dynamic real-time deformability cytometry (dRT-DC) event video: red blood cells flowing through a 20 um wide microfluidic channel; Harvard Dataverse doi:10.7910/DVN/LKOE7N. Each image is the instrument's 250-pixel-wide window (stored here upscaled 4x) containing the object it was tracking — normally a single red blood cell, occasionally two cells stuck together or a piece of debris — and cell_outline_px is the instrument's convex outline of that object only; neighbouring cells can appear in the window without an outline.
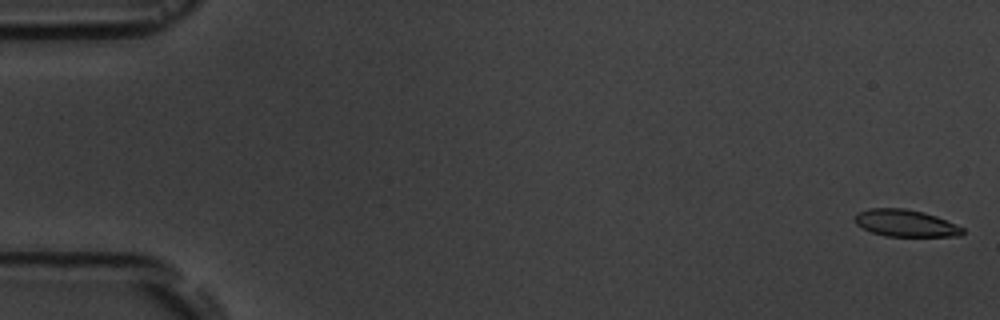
{"species": "common noctule bat (a hibernating species)", "species_latin": "Nyctalus noctula", "temperature_condition": "room temperature", "stored_images_in_passage": 56, "camera_frame_rate_fps": 3000, "um_per_image_px": 0.085, "animal": {"sex": "male", "body_mass_g": 19.5, "forearm_length_mm": 54.6}, "frame": {"image": 1, "passage_image": 1, "time_ms": 0.0, "image_size_px": [1000, 320], "cell_outline_px": [[964, 232], [960, 236], [884, 236], [872, 232], [856, 224], [852, 220], [856, 212], [868, 208], [904, 208], [924, 212], [936, 216], [964, 228]], "centroid_in_image_um": [76.92, 18.96], "position_along_channel_um": 8.1, "area_um2": 17.05}}
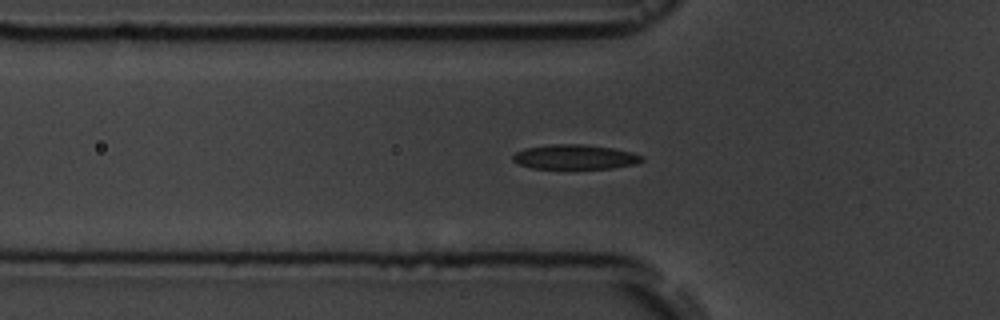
{"frame": {"image": 2, "passage_image": 19, "time_ms": 6.0, "image_size_px": [1000, 320], "cell_outline_px": [[644, 160], [636, 164], [612, 168], [532, 168], [520, 164], [512, 160], [512, 156], [516, 152], [524, 148], [552, 144], [584, 144], [612, 148], [632, 152], [644, 156]], "centroid_in_image_um": [48.89, 13.33], "position_along_channel_um": 76.9, "area_um2": 18.5}}
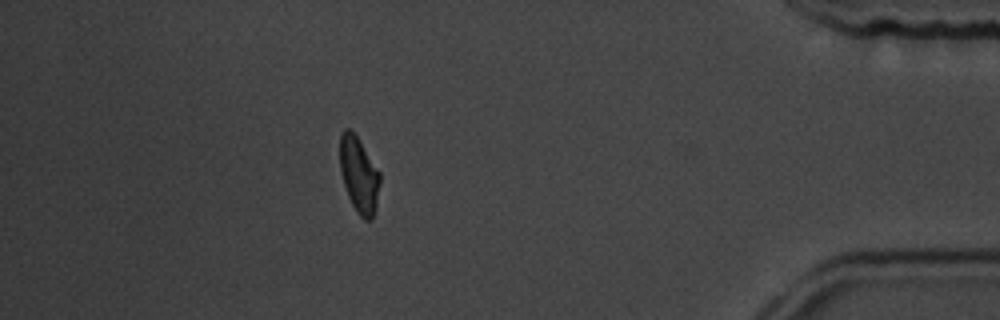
{"frame": {"image": 3, "passage_image": 50, "time_ms": 16.333, "image_size_px": [1000, 320], "cell_outline_px": [[380, 184], [376, 204], [372, 220], [364, 220], [356, 212], [348, 196], [340, 172], [340, 132], [344, 128], [348, 128], [356, 136], [380, 172]], "centroid_in_image_um": [30.5, 14.87], "position_along_channel_um": 404.7, "area_um2": 17.57}, "authors_computed_cell_mechanics": {"area_um2": 18.3226, "velocity_mm_per_s": 3.6195, "shape_relaxation_time_tau1_ms": 3.909, "shape_relaxation_time_tau2_ms": 1.0411, "deformation_change_tau1": 0.1456, "deformation_change_tau2": 0.0591}}